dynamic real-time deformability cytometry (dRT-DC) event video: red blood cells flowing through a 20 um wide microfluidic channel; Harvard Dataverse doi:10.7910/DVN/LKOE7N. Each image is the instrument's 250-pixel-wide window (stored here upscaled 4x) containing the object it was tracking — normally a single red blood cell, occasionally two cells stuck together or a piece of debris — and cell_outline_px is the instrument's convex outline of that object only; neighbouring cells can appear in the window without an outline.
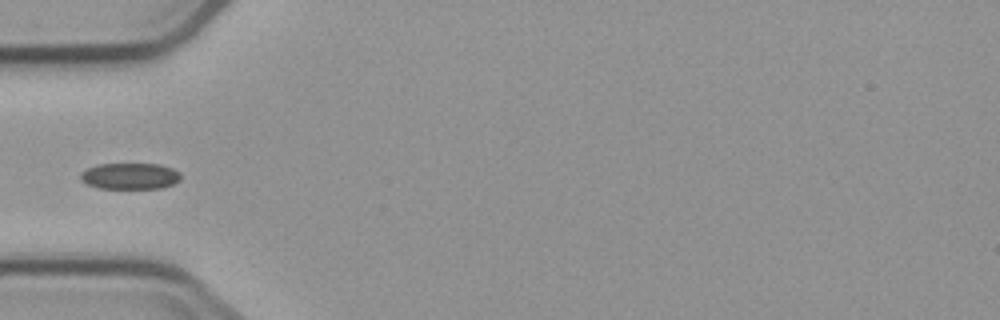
{"species": "common noctule bat (a hibernating species)", "species_latin": "Nyctalus noctula", "temperature_condition": "cold", "stored_images_in_passage": 5, "camera_frame_rate_fps": 3000, "um_per_image_px": 0.085, "animal": {"sex": "male", "body_mass_g": 23.1, "forearm_length_mm": 52.7}, "frame": {"image": 1, "passage_image": 5, "time_ms": 4.667, "image_size_px": [1000, 320], "cell_outline_px": [[180, 180], [172, 184], [160, 188], [100, 188], [88, 184], [80, 180], [80, 172], [88, 168], [100, 164], [160, 164], [172, 168], [180, 172]], "centroid_in_image_um": [11.05, 14.96], "position_along_channel_um": 73.9, "area_um2": 15.26}}